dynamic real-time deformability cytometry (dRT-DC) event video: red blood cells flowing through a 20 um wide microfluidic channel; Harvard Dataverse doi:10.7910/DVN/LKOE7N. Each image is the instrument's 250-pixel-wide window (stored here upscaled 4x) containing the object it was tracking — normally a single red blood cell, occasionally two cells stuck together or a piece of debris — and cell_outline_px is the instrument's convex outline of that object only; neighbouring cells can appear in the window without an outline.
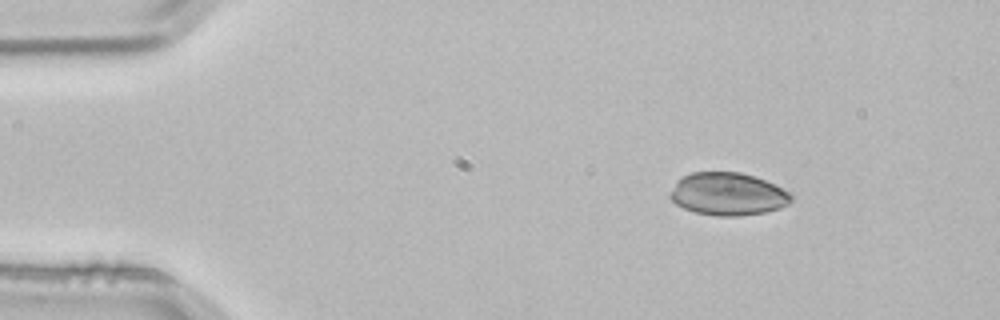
{"species": "common noctule bat (a hibernating species)", "species_latin": "Nyctalus noctula", "temperature_condition": "room temperature", "stored_images_in_passage": 3, "camera_frame_rate_fps": 3000, "um_per_image_px": 0.085, "animal": {"sex": "male", "body_mass_g": 21.5, "forearm_length_mm": 52.0}, "frame": {"image": 1, "passage_image": 1, "time_ms": 0.0, "image_size_px": [1000, 320], "cell_outline_px": [[792, 200], [788, 204], [780, 208], [764, 212], [740, 216], [716, 216], [696, 212], [684, 208], [676, 204], [668, 196], [668, 192], [676, 180], [680, 176], [692, 172], [740, 172], [764, 180], [792, 192]], "centroid_in_image_um": [61.83, 16.49], "position_along_channel_um": 23.2, "area_um2": 30.4}}
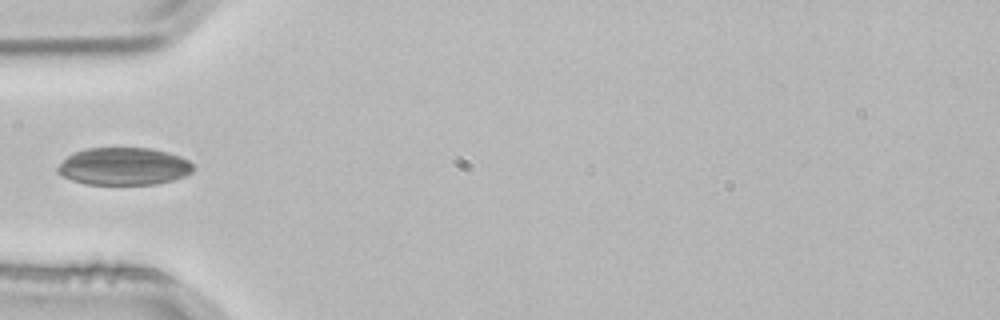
{"frame": {"image": 2, "passage_image": 3, "time_ms": 0.667, "image_size_px": [1000, 320], "cell_outline_px": [[196, 168], [192, 172], [184, 176], [172, 180], [156, 184], [84, 184], [72, 180], [56, 172], [56, 168], [72, 152], [88, 148], [152, 148], [168, 152], [180, 156], [188, 160]], "centroid_in_image_um": [10.53, 14.13], "position_along_channel_um": 74.5, "area_um2": 29.71}}